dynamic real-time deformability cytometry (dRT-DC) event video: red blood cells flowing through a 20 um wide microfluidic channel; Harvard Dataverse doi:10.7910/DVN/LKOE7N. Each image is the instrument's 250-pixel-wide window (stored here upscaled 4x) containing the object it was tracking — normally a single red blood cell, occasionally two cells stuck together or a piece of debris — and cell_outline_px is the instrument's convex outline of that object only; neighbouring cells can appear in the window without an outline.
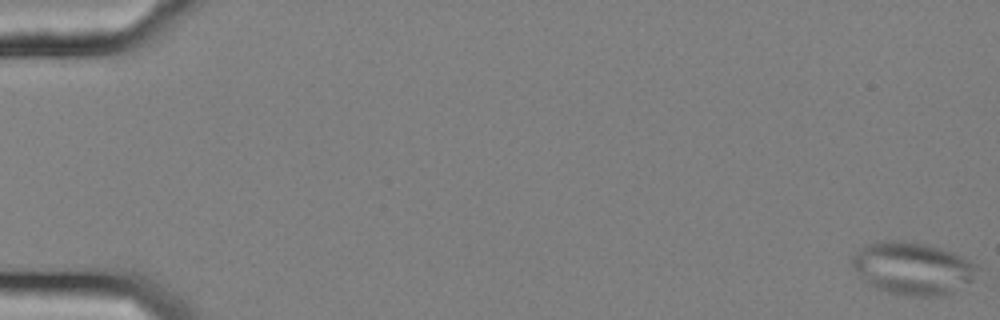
{"species": "common noctule bat (a hibernating species)", "species_latin": "Nyctalus noctula", "temperature_condition": "cold", "stored_images_in_passage": 57, "camera_frame_rate_fps": 3000, "um_per_image_px": 0.085, "animal": {"sex": "female", "body_mass_g": 25.1}, "frame": {"image": 1, "passage_image": 1, "time_ms": 0.0, "image_size_px": [1000, 320], "cell_outline_px": [[984, 268], [972, 280], [952, 292], [940, 296], [912, 296], [888, 292], [876, 288], [868, 284], [860, 276], [852, 264], [852, 256], [860, 248], [868, 244], [888, 240], [900, 240], [924, 244], [940, 248], [952, 252]], "centroid_in_image_um": [77.61, 22.81], "position_along_channel_um": 7.4, "area_um2": 38.15}}
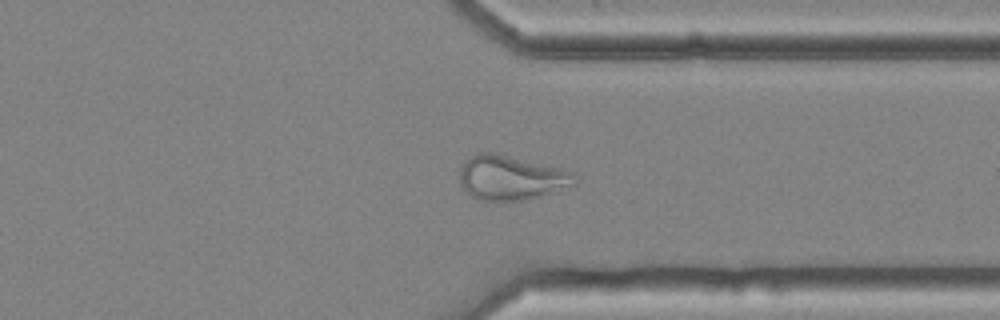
{"frame": {"image": 2, "passage_image": 45, "time_ms": 14.667, "image_size_px": [1000, 320], "cell_outline_px": [[576, 184], [540, 196], [524, 200], [480, 200], [472, 196], [460, 184], [460, 168], [476, 152], [492, 152], [560, 168], [572, 172], [576, 176]], "centroid_in_image_um": [43.44, 15.11], "position_along_channel_um": 368.0, "area_um2": 29.36}}